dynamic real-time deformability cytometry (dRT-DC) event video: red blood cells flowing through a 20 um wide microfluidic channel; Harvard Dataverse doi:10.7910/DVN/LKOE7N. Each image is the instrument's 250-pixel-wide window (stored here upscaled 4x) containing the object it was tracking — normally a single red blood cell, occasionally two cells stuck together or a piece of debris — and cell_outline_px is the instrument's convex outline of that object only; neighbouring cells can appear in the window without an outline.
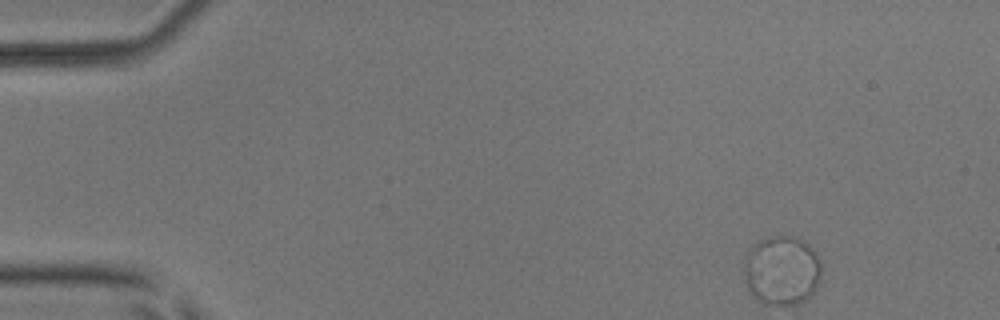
{"species": "common noctule bat (a hibernating species)", "species_latin": "Nyctalus noctula", "temperature_condition": "room temperature", "stored_images_in_passage": 49, "camera_frame_rate_fps": 3000, "um_per_image_px": 0.085, "animal": {"sex": "male", "body_mass_g": 17.9, "forearm_length_mm": 54.2}, "frame": {"image": 1, "passage_image": 1, "time_ms": 0.0, "image_size_px": [1000, 320], "cell_outline_px": [[820, 280], [812, 296], [808, 300], [800, 304], [764, 304], [748, 288], [744, 272], [744, 256], [752, 244], [756, 240], [768, 236], [796, 236], [804, 240], [812, 248], [820, 264]], "centroid_in_image_um": [66.45, 22.96], "position_along_channel_um": 18.5, "area_um2": 31.62}}
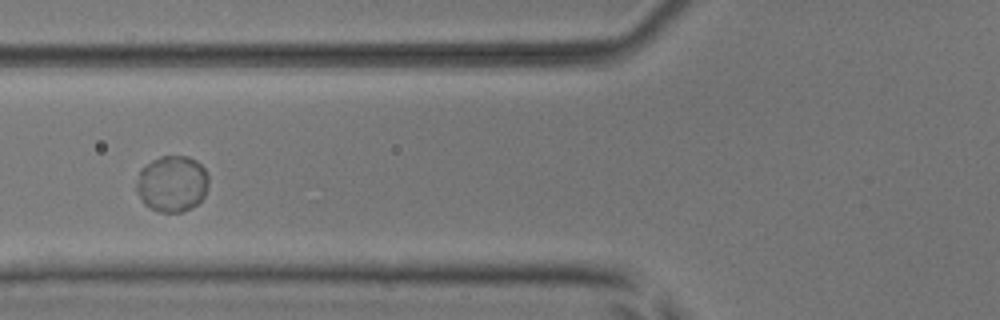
{"frame": {"image": 2, "passage_image": 17, "time_ms": 5.333, "image_size_px": [1000, 320], "cell_outline_px": [[208, 188], [204, 196], [196, 204], [180, 212], [160, 212], [148, 208], [144, 204], [136, 188], [136, 184], [140, 168], [152, 160], [160, 156], [188, 156], [196, 160], [204, 168], [208, 176]], "centroid_in_image_um": [14.62, 15.6], "position_along_channel_um": 111.2, "area_um2": 23.7}}
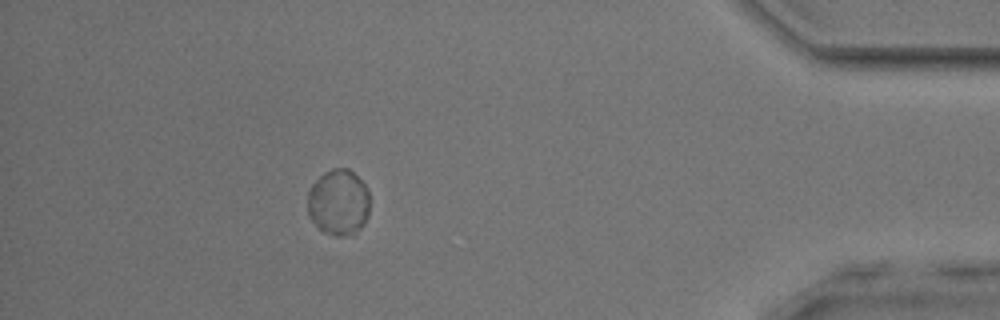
{"frame": {"image": 3, "passage_image": 44, "time_ms": 14.333, "image_size_px": [1000, 320], "cell_outline_px": [[368, 216], [364, 224], [352, 236], [336, 236], [324, 232], [316, 228], [308, 216], [308, 192], [312, 184], [324, 172], [332, 168], [348, 168], [364, 184], [368, 192]], "centroid_in_image_um": [28.75, 17.23], "position_along_channel_um": 406.4, "area_um2": 24.1}, "authors_computed_cell_mechanics": {"area_um2": 23.8136, "velocity_mm_per_s": 3.7896, "shape_relaxation_time_tau1_ms": 2.2964, "shape_relaxation_time_tau2_ms": null, "deformation_change_tau1": 0.0099, "deformation_change_tau2": null}}